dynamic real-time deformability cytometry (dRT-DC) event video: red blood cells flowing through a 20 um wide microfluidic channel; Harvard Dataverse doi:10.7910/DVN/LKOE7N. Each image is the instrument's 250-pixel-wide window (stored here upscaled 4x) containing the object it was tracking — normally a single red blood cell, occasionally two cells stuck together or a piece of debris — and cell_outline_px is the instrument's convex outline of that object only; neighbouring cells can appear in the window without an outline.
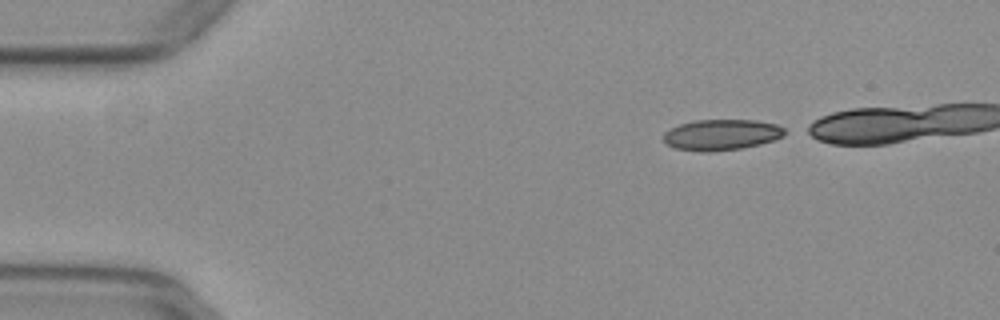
{"species": "common noctule bat (a hibernating species)", "species_latin": "Nyctalus noctula", "temperature_condition": "warm", "stored_images_in_passage": 39, "camera_frame_rate_fps": 3000, "um_per_image_px": 0.085, "animal": {"sex": "female", "body_mass_g": 29.2, "forearm_length_mm": 56.3}, "frame": {"image": 1, "passage_image": 1, "time_ms": 0.0, "image_size_px": [1000, 320], "cell_outline_px": [[784, 136], [760, 144], [740, 148], [712, 152], [700, 152], [676, 148], [664, 144], [664, 132], [680, 124], [696, 120], [756, 120], [776, 124], [784, 128]], "centroid_in_image_um": [61.3, 11.46], "position_along_channel_um": 23.7, "area_um2": 21.73}}
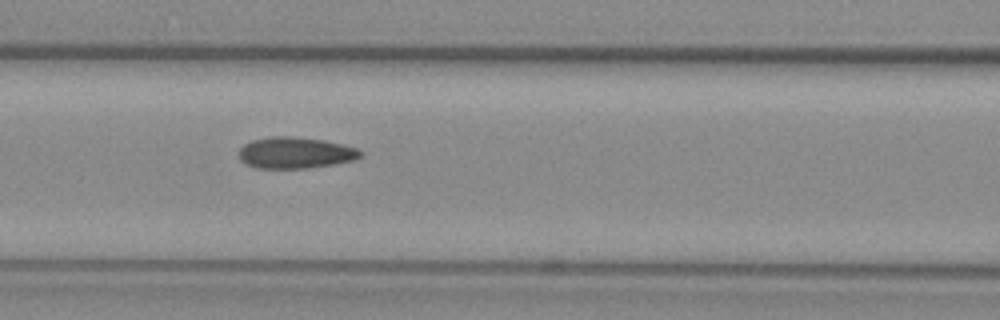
{"frame": {"image": 2, "passage_image": 16, "time_ms": 5.0, "image_size_px": [1000, 320], "cell_outline_px": [[364, 152], [356, 160], [308, 168], [256, 168], [240, 160], [240, 148], [244, 144], [252, 140], [268, 136], [292, 136], [324, 140], [356, 148]], "centroid_in_image_um": [25.1, 12.98], "position_along_channel_um": 141.5, "area_um2": 22.14}}
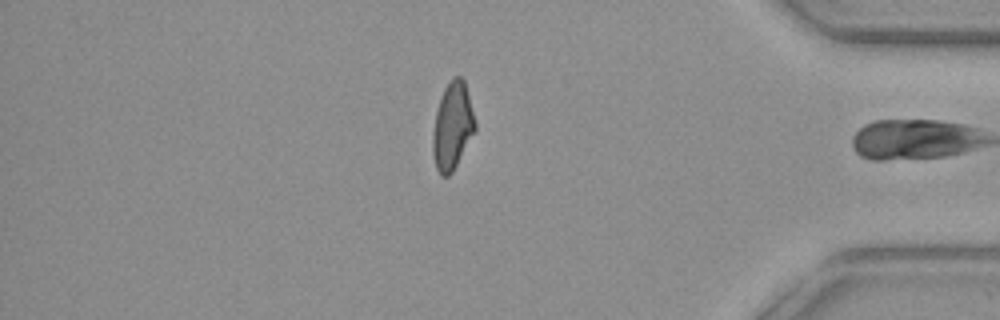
{"frame": {"image": 3, "passage_image": 38, "time_ms": 12.333, "image_size_px": [1000, 320], "cell_outline_px": [[476, 128], [452, 172], [448, 176], [440, 176], [436, 168], [432, 152], [432, 132], [436, 112], [444, 88], [452, 76], [460, 76], [464, 80], [476, 124]], "centroid_in_image_um": [38.43, 10.72], "position_along_channel_um": 396.8, "area_um2": 21.27}, "authors_computed_cell_mechanics": {"area_um2": 22.0218, "velocity_mm_per_s": 3.942, "shape_relaxation_time_tau1_ms": null, "shape_relaxation_time_tau2_ms": 1.7029, "deformation_change_tau1": null, "deformation_change_tau2": 0.0924}}